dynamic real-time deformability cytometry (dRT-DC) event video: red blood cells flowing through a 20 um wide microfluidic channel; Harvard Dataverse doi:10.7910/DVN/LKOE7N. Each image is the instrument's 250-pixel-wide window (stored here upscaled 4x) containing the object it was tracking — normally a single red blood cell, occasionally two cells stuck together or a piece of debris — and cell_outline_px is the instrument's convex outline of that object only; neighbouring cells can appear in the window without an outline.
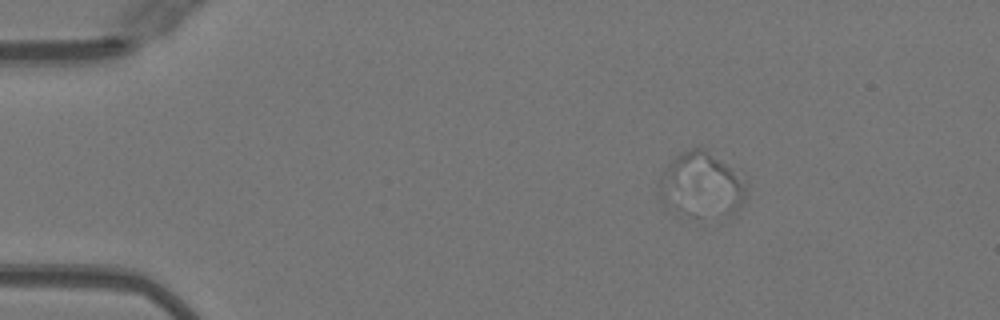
{"species": "Egyptian fruit bat (a non-hibernating species)", "species_latin": "Rousettus aegyptiacus", "temperature_condition": "warm", "stored_images_in_passage": 19, "camera_frame_rate_fps": 3000, "um_per_image_px": 0.085, "animal": {"sex": "female"}, "frame": {"image": 1, "passage_image": 9, "time_ms": 2.667, "image_size_px": [1000, 320], "cell_outline_px": [[748, 192], [736, 216], [728, 216], [664, 204], [660, 200], [660, 180], [668, 164], [676, 156], [692, 148], [704, 148], [724, 164], [744, 184]], "centroid_in_image_um": [59.66, 15.66], "position_along_channel_um": 25.3, "area_um2": 30.4}}
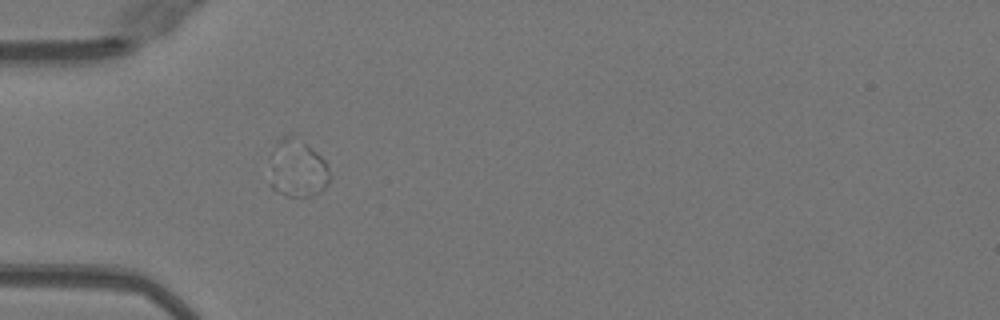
{"frame": {"image": 2, "passage_image": 17, "time_ms": 5.333, "image_size_px": [1000, 320], "cell_outline_px": [[328, 184], [320, 192], [312, 196], [288, 196], [272, 188], [268, 184], [280, 140], [284, 136], [300, 132], [328, 164]], "centroid_in_image_um": [25.36, 14.28], "position_along_channel_um": 59.6, "area_um2": 20.17}}